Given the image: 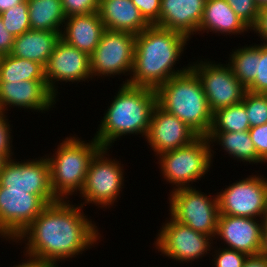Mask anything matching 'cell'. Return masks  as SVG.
Here are the masks:
<instances>
[{
	"label": "cell",
	"mask_w": 267,
	"mask_h": 267,
	"mask_svg": "<svg viewBox=\"0 0 267 267\" xmlns=\"http://www.w3.org/2000/svg\"><path fill=\"white\" fill-rule=\"evenodd\" d=\"M83 208L79 202L73 205L70 200L48 204L14 243H25L23 255L42 265H59L76 259L96 247L103 237L98 223L91 216L88 218Z\"/></svg>",
	"instance_id": "6da1fadb"
},
{
	"label": "cell",
	"mask_w": 267,
	"mask_h": 267,
	"mask_svg": "<svg viewBox=\"0 0 267 267\" xmlns=\"http://www.w3.org/2000/svg\"><path fill=\"white\" fill-rule=\"evenodd\" d=\"M189 41L180 32L150 25L135 37L132 72L130 78L122 82L157 89L173 76L186 72L190 63L186 67L176 66Z\"/></svg>",
	"instance_id": "7a4b0ae2"
},
{
	"label": "cell",
	"mask_w": 267,
	"mask_h": 267,
	"mask_svg": "<svg viewBox=\"0 0 267 267\" xmlns=\"http://www.w3.org/2000/svg\"><path fill=\"white\" fill-rule=\"evenodd\" d=\"M121 85V86H120ZM116 95L98 122L95 140L101 147L110 148L115 141L130 135L146 137L151 116L157 105L156 89L121 83Z\"/></svg>",
	"instance_id": "3957f363"
},
{
	"label": "cell",
	"mask_w": 267,
	"mask_h": 267,
	"mask_svg": "<svg viewBox=\"0 0 267 267\" xmlns=\"http://www.w3.org/2000/svg\"><path fill=\"white\" fill-rule=\"evenodd\" d=\"M156 92L157 104L162 109L175 115L199 136L209 134L213 113L202 84L191 68L161 84Z\"/></svg>",
	"instance_id": "277c9868"
},
{
	"label": "cell",
	"mask_w": 267,
	"mask_h": 267,
	"mask_svg": "<svg viewBox=\"0 0 267 267\" xmlns=\"http://www.w3.org/2000/svg\"><path fill=\"white\" fill-rule=\"evenodd\" d=\"M61 141L53 154L47 153L45 156L49 161L54 195L59 200H69L72 199L70 196H77L82 191L89 163L101 145L94 137L84 140L76 134H70Z\"/></svg>",
	"instance_id": "5b68a950"
},
{
	"label": "cell",
	"mask_w": 267,
	"mask_h": 267,
	"mask_svg": "<svg viewBox=\"0 0 267 267\" xmlns=\"http://www.w3.org/2000/svg\"><path fill=\"white\" fill-rule=\"evenodd\" d=\"M156 159L160 177L172 187L169 192L195 187L193 184L201 181V178L203 181L213 165L207 136H199L191 144L164 152Z\"/></svg>",
	"instance_id": "8992f818"
},
{
	"label": "cell",
	"mask_w": 267,
	"mask_h": 267,
	"mask_svg": "<svg viewBox=\"0 0 267 267\" xmlns=\"http://www.w3.org/2000/svg\"><path fill=\"white\" fill-rule=\"evenodd\" d=\"M109 151L110 148L101 147L89 163L85 184L78 196L82 197L80 205L83 207L93 204L97 208L111 209L113 205L117 206L114 203L121 198L126 186V169L121 161L110 157Z\"/></svg>",
	"instance_id": "52a82bcc"
},
{
	"label": "cell",
	"mask_w": 267,
	"mask_h": 267,
	"mask_svg": "<svg viewBox=\"0 0 267 267\" xmlns=\"http://www.w3.org/2000/svg\"><path fill=\"white\" fill-rule=\"evenodd\" d=\"M195 187L170 191L169 213L174 220L189 226L196 232L215 238L219 218L217 193L215 195Z\"/></svg>",
	"instance_id": "ba28073f"
},
{
	"label": "cell",
	"mask_w": 267,
	"mask_h": 267,
	"mask_svg": "<svg viewBox=\"0 0 267 267\" xmlns=\"http://www.w3.org/2000/svg\"><path fill=\"white\" fill-rule=\"evenodd\" d=\"M160 226L156 239L155 250L161 256L177 263H192L211 254L214 239L211 236L196 232L189 226L174 220L170 215Z\"/></svg>",
	"instance_id": "9c48e42d"
},
{
	"label": "cell",
	"mask_w": 267,
	"mask_h": 267,
	"mask_svg": "<svg viewBox=\"0 0 267 267\" xmlns=\"http://www.w3.org/2000/svg\"><path fill=\"white\" fill-rule=\"evenodd\" d=\"M248 175L217 193L220 215L264 219L267 213V177Z\"/></svg>",
	"instance_id": "30bf717a"
},
{
	"label": "cell",
	"mask_w": 267,
	"mask_h": 267,
	"mask_svg": "<svg viewBox=\"0 0 267 267\" xmlns=\"http://www.w3.org/2000/svg\"><path fill=\"white\" fill-rule=\"evenodd\" d=\"M135 34L105 30L95 51L90 55L92 78L107 79L131 75L134 53ZM95 77V78H94ZM97 77V78H96Z\"/></svg>",
	"instance_id": "8fae6325"
},
{
	"label": "cell",
	"mask_w": 267,
	"mask_h": 267,
	"mask_svg": "<svg viewBox=\"0 0 267 267\" xmlns=\"http://www.w3.org/2000/svg\"><path fill=\"white\" fill-rule=\"evenodd\" d=\"M188 63L202 84L212 113L243 100L246 87L235 77L227 62L198 58Z\"/></svg>",
	"instance_id": "7c38bea8"
},
{
	"label": "cell",
	"mask_w": 267,
	"mask_h": 267,
	"mask_svg": "<svg viewBox=\"0 0 267 267\" xmlns=\"http://www.w3.org/2000/svg\"><path fill=\"white\" fill-rule=\"evenodd\" d=\"M19 160H7L0 172V185L8 190H29V194L38 195L47 205L59 201L52 191L47 157Z\"/></svg>",
	"instance_id": "4fadbf2b"
},
{
	"label": "cell",
	"mask_w": 267,
	"mask_h": 267,
	"mask_svg": "<svg viewBox=\"0 0 267 267\" xmlns=\"http://www.w3.org/2000/svg\"><path fill=\"white\" fill-rule=\"evenodd\" d=\"M46 206L38 195L29 194V190H8L0 185L1 240L13 243Z\"/></svg>",
	"instance_id": "5bb4252c"
},
{
	"label": "cell",
	"mask_w": 267,
	"mask_h": 267,
	"mask_svg": "<svg viewBox=\"0 0 267 267\" xmlns=\"http://www.w3.org/2000/svg\"><path fill=\"white\" fill-rule=\"evenodd\" d=\"M45 79L46 85L57 98L61 93L57 86L60 83L93 81L90 56L60 39L45 66Z\"/></svg>",
	"instance_id": "9a60e30c"
},
{
	"label": "cell",
	"mask_w": 267,
	"mask_h": 267,
	"mask_svg": "<svg viewBox=\"0 0 267 267\" xmlns=\"http://www.w3.org/2000/svg\"><path fill=\"white\" fill-rule=\"evenodd\" d=\"M58 100L46 85V80L0 82V111L7 114L12 108L49 112L56 108Z\"/></svg>",
	"instance_id": "2e32d148"
},
{
	"label": "cell",
	"mask_w": 267,
	"mask_h": 267,
	"mask_svg": "<svg viewBox=\"0 0 267 267\" xmlns=\"http://www.w3.org/2000/svg\"><path fill=\"white\" fill-rule=\"evenodd\" d=\"M263 225L264 219L219 215L214 244L216 245L219 239L226 248L243 252L248 256L260 255Z\"/></svg>",
	"instance_id": "e0dca14e"
},
{
	"label": "cell",
	"mask_w": 267,
	"mask_h": 267,
	"mask_svg": "<svg viewBox=\"0 0 267 267\" xmlns=\"http://www.w3.org/2000/svg\"><path fill=\"white\" fill-rule=\"evenodd\" d=\"M199 135L188 125L162 109L155 106L145 141L153 150L155 158L168 151L191 144Z\"/></svg>",
	"instance_id": "ac0fdd59"
},
{
	"label": "cell",
	"mask_w": 267,
	"mask_h": 267,
	"mask_svg": "<svg viewBox=\"0 0 267 267\" xmlns=\"http://www.w3.org/2000/svg\"><path fill=\"white\" fill-rule=\"evenodd\" d=\"M206 0H161L156 26L177 31L190 40L197 35Z\"/></svg>",
	"instance_id": "d6986e66"
},
{
	"label": "cell",
	"mask_w": 267,
	"mask_h": 267,
	"mask_svg": "<svg viewBox=\"0 0 267 267\" xmlns=\"http://www.w3.org/2000/svg\"><path fill=\"white\" fill-rule=\"evenodd\" d=\"M105 30L98 12L73 15L64 22L61 39L90 56Z\"/></svg>",
	"instance_id": "ffe728a7"
},
{
	"label": "cell",
	"mask_w": 267,
	"mask_h": 267,
	"mask_svg": "<svg viewBox=\"0 0 267 267\" xmlns=\"http://www.w3.org/2000/svg\"><path fill=\"white\" fill-rule=\"evenodd\" d=\"M98 13L109 31L138 35L150 26L131 0H105L99 3Z\"/></svg>",
	"instance_id": "44dd1931"
},
{
	"label": "cell",
	"mask_w": 267,
	"mask_h": 267,
	"mask_svg": "<svg viewBox=\"0 0 267 267\" xmlns=\"http://www.w3.org/2000/svg\"><path fill=\"white\" fill-rule=\"evenodd\" d=\"M212 32L218 36L242 35L250 33V29L236 15L226 0H206L202 20L198 29L199 34Z\"/></svg>",
	"instance_id": "7402d4cb"
},
{
	"label": "cell",
	"mask_w": 267,
	"mask_h": 267,
	"mask_svg": "<svg viewBox=\"0 0 267 267\" xmlns=\"http://www.w3.org/2000/svg\"><path fill=\"white\" fill-rule=\"evenodd\" d=\"M60 39L61 32L30 29L15 37L10 54L39 62L45 67Z\"/></svg>",
	"instance_id": "603a6c76"
},
{
	"label": "cell",
	"mask_w": 267,
	"mask_h": 267,
	"mask_svg": "<svg viewBox=\"0 0 267 267\" xmlns=\"http://www.w3.org/2000/svg\"><path fill=\"white\" fill-rule=\"evenodd\" d=\"M207 138L211 145V159L215 157L214 146L220 145L228 157L244 163L253 164H266L258 155L255 150L254 144L251 140L248 131L240 132H209ZM215 143V144H214ZM227 153V154H226Z\"/></svg>",
	"instance_id": "cb8c5ba5"
},
{
	"label": "cell",
	"mask_w": 267,
	"mask_h": 267,
	"mask_svg": "<svg viewBox=\"0 0 267 267\" xmlns=\"http://www.w3.org/2000/svg\"><path fill=\"white\" fill-rule=\"evenodd\" d=\"M32 30L62 32L66 15L61 0H27Z\"/></svg>",
	"instance_id": "d4e9b609"
},
{
	"label": "cell",
	"mask_w": 267,
	"mask_h": 267,
	"mask_svg": "<svg viewBox=\"0 0 267 267\" xmlns=\"http://www.w3.org/2000/svg\"><path fill=\"white\" fill-rule=\"evenodd\" d=\"M254 44V45H253ZM238 46L228 55L227 64L231 67L235 77L247 88L257 75L260 44Z\"/></svg>",
	"instance_id": "484cf974"
},
{
	"label": "cell",
	"mask_w": 267,
	"mask_h": 267,
	"mask_svg": "<svg viewBox=\"0 0 267 267\" xmlns=\"http://www.w3.org/2000/svg\"><path fill=\"white\" fill-rule=\"evenodd\" d=\"M46 80L45 67L39 62L11 54L3 55L0 62V82Z\"/></svg>",
	"instance_id": "4316f807"
},
{
	"label": "cell",
	"mask_w": 267,
	"mask_h": 267,
	"mask_svg": "<svg viewBox=\"0 0 267 267\" xmlns=\"http://www.w3.org/2000/svg\"><path fill=\"white\" fill-rule=\"evenodd\" d=\"M249 129V120L242 101L213 113L210 132H240Z\"/></svg>",
	"instance_id": "83f0119b"
},
{
	"label": "cell",
	"mask_w": 267,
	"mask_h": 267,
	"mask_svg": "<svg viewBox=\"0 0 267 267\" xmlns=\"http://www.w3.org/2000/svg\"><path fill=\"white\" fill-rule=\"evenodd\" d=\"M0 17L5 29L15 37L31 29L27 0L2 12Z\"/></svg>",
	"instance_id": "f1b7e54d"
},
{
	"label": "cell",
	"mask_w": 267,
	"mask_h": 267,
	"mask_svg": "<svg viewBox=\"0 0 267 267\" xmlns=\"http://www.w3.org/2000/svg\"><path fill=\"white\" fill-rule=\"evenodd\" d=\"M242 102L250 128L267 123V94L246 91Z\"/></svg>",
	"instance_id": "f546056e"
},
{
	"label": "cell",
	"mask_w": 267,
	"mask_h": 267,
	"mask_svg": "<svg viewBox=\"0 0 267 267\" xmlns=\"http://www.w3.org/2000/svg\"><path fill=\"white\" fill-rule=\"evenodd\" d=\"M212 267H243L248 255L223 246H212Z\"/></svg>",
	"instance_id": "4dcf8cb0"
},
{
	"label": "cell",
	"mask_w": 267,
	"mask_h": 267,
	"mask_svg": "<svg viewBox=\"0 0 267 267\" xmlns=\"http://www.w3.org/2000/svg\"><path fill=\"white\" fill-rule=\"evenodd\" d=\"M236 15L251 29L258 18L260 8L255 0H226Z\"/></svg>",
	"instance_id": "1f68e13d"
},
{
	"label": "cell",
	"mask_w": 267,
	"mask_h": 267,
	"mask_svg": "<svg viewBox=\"0 0 267 267\" xmlns=\"http://www.w3.org/2000/svg\"><path fill=\"white\" fill-rule=\"evenodd\" d=\"M252 93L267 94V43L260 41V57L258 58L257 75L246 88Z\"/></svg>",
	"instance_id": "d6a6232c"
},
{
	"label": "cell",
	"mask_w": 267,
	"mask_h": 267,
	"mask_svg": "<svg viewBox=\"0 0 267 267\" xmlns=\"http://www.w3.org/2000/svg\"><path fill=\"white\" fill-rule=\"evenodd\" d=\"M7 113L0 111V155L4 156L7 160L12 159L14 156L13 146V135L10 120L8 119ZM9 120V121H8Z\"/></svg>",
	"instance_id": "836d02e7"
},
{
	"label": "cell",
	"mask_w": 267,
	"mask_h": 267,
	"mask_svg": "<svg viewBox=\"0 0 267 267\" xmlns=\"http://www.w3.org/2000/svg\"><path fill=\"white\" fill-rule=\"evenodd\" d=\"M66 17L99 11L98 0H61Z\"/></svg>",
	"instance_id": "e575fe53"
},
{
	"label": "cell",
	"mask_w": 267,
	"mask_h": 267,
	"mask_svg": "<svg viewBox=\"0 0 267 267\" xmlns=\"http://www.w3.org/2000/svg\"><path fill=\"white\" fill-rule=\"evenodd\" d=\"M150 25L159 22L161 0H131Z\"/></svg>",
	"instance_id": "d590c367"
},
{
	"label": "cell",
	"mask_w": 267,
	"mask_h": 267,
	"mask_svg": "<svg viewBox=\"0 0 267 267\" xmlns=\"http://www.w3.org/2000/svg\"><path fill=\"white\" fill-rule=\"evenodd\" d=\"M257 155L267 163V123L248 130Z\"/></svg>",
	"instance_id": "8d00e7d4"
},
{
	"label": "cell",
	"mask_w": 267,
	"mask_h": 267,
	"mask_svg": "<svg viewBox=\"0 0 267 267\" xmlns=\"http://www.w3.org/2000/svg\"><path fill=\"white\" fill-rule=\"evenodd\" d=\"M250 31L260 38L258 41L267 43V7L259 10L257 21Z\"/></svg>",
	"instance_id": "74e56055"
},
{
	"label": "cell",
	"mask_w": 267,
	"mask_h": 267,
	"mask_svg": "<svg viewBox=\"0 0 267 267\" xmlns=\"http://www.w3.org/2000/svg\"><path fill=\"white\" fill-rule=\"evenodd\" d=\"M15 36L9 33L0 17V53L2 55L10 54L13 48Z\"/></svg>",
	"instance_id": "f35d334b"
},
{
	"label": "cell",
	"mask_w": 267,
	"mask_h": 267,
	"mask_svg": "<svg viewBox=\"0 0 267 267\" xmlns=\"http://www.w3.org/2000/svg\"><path fill=\"white\" fill-rule=\"evenodd\" d=\"M243 267H267V257L262 254L248 256Z\"/></svg>",
	"instance_id": "ab89813d"
},
{
	"label": "cell",
	"mask_w": 267,
	"mask_h": 267,
	"mask_svg": "<svg viewBox=\"0 0 267 267\" xmlns=\"http://www.w3.org/2000/svg\"><path fill=\"white\" fill-rule=\"evenodd\" d=\"M24 258L23 260L21 259V263L17 262L18 264H14L12 267H41L42 264L38 261H36L34 258L32 257H28L26 255H22ZM11 267V266H10Z\"/></svg>",
	"instance_id": "60d3db41"
},
{
	"label": "cell",
	"mask_w": 267,
	"mask_h": 267,
	"mask_svg": "<svg viewBox=\"0 0 267 267\" xmlns=\"http://www.w3.org/2000/svg\"><path fill=\"white\" fill-rule=\"evenodd\" d=\"M26 0H0V14Z\"/></svg>",
	"instance_id": "b9f144b4"
},
{
	"label": "cell",
	"mask_w": 267,
	"mask_h": 267,
	"mask_svg": "<svg viewBox=\"0 0 267 267\" xmlns=\"http://www.w3.org/2000/svg\"><path fill=\"white\" fill-rule=\"evenodd\" d=\"M261 254L267 257V224L263 225V238Z\"/></svg>",
	"instance_id": "7bdbcfd3"
},
{
	"label": "cell",
	"mask_w": 267,
	"mask_h": 267,
	"mask_svg": "<svg viewBox=\"0 0 267 267\" xmlns=\"http://www.w3.org/2000/svg\"><path fill=\"white\" fill-rule=\"evenodd\" d=\"M255 2L260 9L267 7V0H255Z\"/></svg>",
	"instance_id": "ee69618b"
},
{
	"label": "cell",
	"mask_w": 267,
	"mask_h": 267,
	"mask_svg": "<svg viewBox=\"0 0 267 267\" xmlns=\"http://www.w3.org/2000/svg\"><path fill=\"white\" fill-rule=\"evenodd\" d=\"M6 162H7V159L4 156L0 155V172L3 169V166Z\"/></svg>",
	"instance_id": "f6af8a7d"
},
{
	"label": "cell",
	"mask_w": 267,
	"mask_h": 267,
	"mask_svg": "<svg viewBox=\"0 0 267 267\" xmlns=\"http://www.w3.org/2000/svg\"><path fill=\"white\" fill-rule=\"evenodd\" d=\"M41 267H59V265H42Z\"/></svg>",
	"instance_id": "bcb514c9"
},
{
	"label": "cell",
	"mask_w": 267,
	"mask_h": 267,
	"mask_svg": "<svg viewBox=\"0 0 267 267\" xmlns=\"http://www.w3.org/2000/svg\"><path fill=\"white\" fill-rule=\"evenodd\" d=\"M264 224H267V213H266V216H265Z\"/></svg>",
	"instance_id": "7dc6e473"
}]
</instances>
